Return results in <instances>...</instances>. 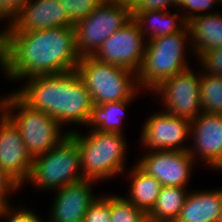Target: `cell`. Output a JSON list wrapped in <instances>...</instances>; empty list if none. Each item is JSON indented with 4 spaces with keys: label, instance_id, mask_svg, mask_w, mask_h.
<instances>
[{
    "label": "cell",
    "instance_id": "obj_1",
    "mask_svg": "<svg viewBox=\"0 0 222 222\" xmlns=\"http://www.w3.org/2000/svg\"><path fill=\"white\" fill-rule=\"evenodd\" d=\"M80 55L76 51L74 26L30 32H12L9 82L38 75H56L76 70Z\"/></svg>",
    "mask_w": 222,
    "mask_h": 222
},
{
    "label": "cell",
    "instance_id": "obj_37",
    "mask_svg": "<svg viewBox=\"0 0 222 222\" xmlns=\"http://www.w3.org/2000/svg\"><path fill=\"white\" fill-rule=\"evenodd\" d=\"M218 222H222V212H221V214H220V216L218 218Z\"/></svg>",
    "mask_w": 222,
    "mask_h": 222
},
{
    "label": "cell",
    "instance_id": "obj_33",
    "mask_svg": "<svg viewBox=\"0 0 222 222\" xmlns=\"http://www.w3.org/2000/svg\"><path fill=\"white\" fill-rule=\"evenodd\" d=\"M172 7V0H140L135 10H169Z\"/></svg>",
    "mask_w": 222,
    "mask_h": 222
},
{
    "label": "cell",
    "instance_id": "obj_3",
    "mask_svg": "<svg viewBox=\"0 0 222 222\" xmlns=\"http://www.w3.org/2000/svg\"><path fill=\"white\" fill-rule=\"evenodd\" d=\"M78 129L74 126L68 132L78 145L83 178L99 183L125 173L128 162L125 134L95 129H88L87 134Z\"/></svg>",
    "mask_w": 222,
    "mask_h": 222
},
{
    "label": "cell",
    "instance_id": "obj_24",
    "mask_svg": "<svg viewBox=\"0 0 222 222\" xmlns=\"http://www.w3.org/2000/svg\"><path fill=\"white\" fill-rule=\"evenodd\" d=\"M111 222H148V216L123 195L110 193Z\"/></svg>",
    "mask_w": 222,
    "mask_h": 222
},
{
    "label": "cell",
    "instance_id": "obj_10",
    "mask_svg": "<svg viewBox=\"0 0 222 222\" xmlns=\"http://www.w3.org/2000/svg\"><path fill=\"white\" fill-rule=\"evenodd\" d=\"M146 118L139 135L141 148L143 147L145 151L189 150L188 140L191 136L189 119L172 116L163 110L155 111Z\"/></svg>",
    "mask_w": 222,
    "mask_h": 222
},
{
    "label": "cell",
    "instance_id": "obj_7",
    "mask_svg": "<svg viewBox=\"0 0 222 222\" xmlns=\"http://www.w3.org/2000/svg\"><path fill=\"white\" fill-rule=\"evenodd\" d=\"M81 179L80 152L69 135L45 154L32 158L31 172L22 186L32 183L41 192H53Z\"/></svg>",
    "mask_w": 222,
    "mask_h": 222
},
{
    "label": "cell",
    "instance_id": "obj_22",
    "mask_svg": "<svg viewBox=\"0 0 222 222\" xmlns=\"http://www.w3.org/2000/svg\"><path fill=\"white\" fill-rule=\"evenodd\" d=\"M189 192L187 187L163 186L153 209L147 214L148 222H175Z\"/></svg>",
    "mask_w": 222,
    "mask_h": 222
},
{
    "label": "cell",
    "instance_id": "obj_11",
    "mask_svg": "<svg viewBox=\"0 0 222 222\" xmlns=\"http://www.w3.org/2000/svg\"><path fill=\"white\" fill-rule=\"evenodd\" d=\"M147 40L133 18L114 32L92 55L95 59L138 73Z\"/></svg>",
    "mask_w": 222,
    "mask_h": 222
},
{
    "label": "cell",
    "instance_id": "obj_32",
    "mask_svg": "<svg viewBox=\"0 0 222 222\" xmlns=\"http://www.w3.org/2000/svg\"><path fill=\"white\" fill-rule=\"evenodd\" d=\"M27 0H0V17L12 19Z\"/></svg>",
    "mask_w": 222,
    "mask_h": 222
},
{
    "label": "cell",
    "instance_id": "obj_20",
    "mask_svg": "<svg viewBox=\"0 0 222 222\" xmlns=\"http://www.w3.org/2000/svg\"><path fill=\"white\" fill-rule=\"evenodd\" d=\"M222 13L193 17L187 22L196 59L205 51L222 48Z\"/></svg>",
    "mask_w": 222,
    "mask_h": 222
},
{
    "label": "cell",
    "instance_id": "obj_17",
    "mask_svg": "<svg viewBox=\"0 0 222 222\" xmlns=\"http://www.w3.org/2000/svg\"><path fill=\"white\" fill-rule=\"evenodd\" d=\"M222 188L190 190L175 222H218Z\"/></svg>",
    "mask_w": 222,
    "mask_h": 222
},
{
    "label": "cell",
    "instance_id": "obj_35",
    "mask_svg": "<svg viewBox=\"0 0 222 222\" xmlns=\"http://www.w3.org/2000/svg\"><path fill=\"white\" fill-rule=\"evenodd\" d=\"M5 97H6V94L5 95L3 94V96H0V115L3 114Z\"/></svg>",
    "mask_w": 222,
    "mask_h": 222
},
{
    "label": "cell",
    "instance_id": "obj_34",
    "mask_svg": "<svg viewBox=\"0 0 222 222\" xmlns=\"http://www.w3.org/2000/svg\"><path fill=\"white\" fill-rule=\"evenodd\" d=\"M108 1L117 5H122L124 7H127L131 11L135 10L140 4V0H108Z\"/></svg>",
    "mask_w": 222,
    "mask_h": 222
},
{
    "label": "cell",
    "instance_id": "obj_19",
    "mask_svg": "<svg viewBox=\"0 0 222 222\" xmlns=\"http://www.w3.org/2000/svg\"><path fill=\"white\" fill-rule=\"evenodd\" d=\"M123 174L129 182V187L124 197L138 209L148 214L154 207L162 184L144 171L136 162ZM128 172V173H127ZM126 175V176H125Z\"/></svg>",
    "mask_w": 222,
    "mask_h": 222
},
{
    "label": "cell",
    "instance_id": "obj_27",
    "mask_svg": "<svg viewBox=\"0 0 222 222\" xmlns=\"http://www.w3.org/2000/svg\"><path fill=\"white\" fill-rule=\"evenodd\" d=\"M217 5L220 6L219 0H183L177 10L187 23L193 17L216 13L212 9Z\"/></svg>",
    "mask_w": 222,
    "mask_h": 222
},
{
    "label": "cell",
    "instance_id": "obj_15",
    "mask_svg": "<svg viewBox=\"0 0 222 222\" xmlns=\"http://www.w3.org/2000/svg\"><path fill=\"white\" fill-rule=\"evenodd\" d=\"M11 20L12 32L74 26L58 0H27Z\"/></svg>",
    "mask_w": 222,
    "mask_h": 222
},
{
    "label": "cell",
    "instance_id": "obj_5",
    "mask_svg": "<svg viewBox=\"0 0 222 222\" xmlns=\"http://www.w3.org/2000/svg\"><path fill=\"white\" fill-rule=\"evenodd\" d=\"M3 113L19 129L32 158L45 154L69 136L68 130L55 118L31 108L14 90L6 93Z\"/></svg>",
    "mask_w": 222,
    "mask_h": 222
},
{
    "label": "cell",
    "instance_id": "obj_38",
    "mask_svg": "<svg viewBox=\"0 0 222 222\" xmlns=\"http://www.w3.org/2000/svg\"><path fill=\"white\" fill-rule=\"evenodd\" d=\"M219 4H221V5H220V7H221V6H222V0H219Z\"/></svg>",
    "mask_w": 222,
    "mask_h": 222
},
{
    "label": "cell",
    "instance_id": "obj_18",
    "mask_svg": "<svg viewBox=\"0 0 222 222\" xmlns=\"http://www.w3.org/2000/svg\"><path fill=\"white\" fill-rule=\"evenodd\" d=\"M176 10V12H175ZM171 10H133L132 18L146 40L179 32L187 23L182 14Z\"/></svg>",
    "mask_w": 222,
    "mask_h": 222
},
{
    "label": "cell",
    "instance_id": "obj_16",
    "mask_svg": "<svg viewBox=\"0 0 222 222\" xmlns=\"http://www.w3.org/2000/svg\"><path fill=\"white\" fill-rule=\"evenodd\" d=\"M31 166L32 157L26 150L19 129L3 113L0 115V167L23 185Z\"/></svg>",
    "mask_w": 222,
    "mask_h": 222
},
{
    "label": "cell",
    "instance_id": "obj_25",
    "mask_svg": "<svg viewBox=\"0 0 222 222\" xmlns=\"http://www.w3.org/2000/svg\"><path fill=\"white\" fill-rule=\"evenodd\" d=\"M68 15L70 21L75 24L86 18L104 0H58Z\"/></svg>",
    "mask_w": 222,
    "mask_h": 222
},
{
    "label": "cell",
    "instance_id": "obj_9",
    "mask_svg": "<svg viewBox=\"0 0 222 222\" xmlns=\"http://www.w3.org/2000/svg\"><path fill=\"white\" fill-rule=\"evenodd\" d=\"M189 68L163 81L151 95L161 101L162 110L172 116L195 119L202 113L200 103L201 69Z\"/></svg>",
    "mask_w": 222,
    "mask_h": 222
},
{
    "label": "cell",
    "instance_id": "obj_28",
    "mask_svg": "<svg viewBox=\"0 0 222 222\" xmlns=\"http://www.w3.org/2000/svg\"><path fill=\"white\" fill-rule=\"evenodd\" d=\"M105 194V195H104ZM87 209L83 222H111L110 193L104 192Z\"/></svg>",
    "mask_w": 222,
    "mask_h": 222
},
{
    "label": "cell",
    "instance_id": "obj_23",
    "mask_svg": "<svg viewBox=\"0 0 222 222\" xmlns=\"http://www.w3.org/2000/svg\"><path fill=\"white\" fill-rule=\"evenodd\" d=\"M200 103L202 112L222 114V75L209 74L201 69Z\"/></svg>",
    "mask_w": 222,
    "mask_h": 222
},
{
    "label": "cell",
    "instance_id": "obj_2",
    "mask_svg": "<svg viewBox=\"0 0 222 222\" xmlns=\"http://www.w3.org/2000/svg\"><path fill=\"white\" fill-rule=\"evenodd\" d=\"M23 83L14 92L31 108L44 111L64 127L87 125L93 102L76 70L33 76Z\"/></svg>",
    "mask_w": 222,
    "mask_h": 222
},
{
    "label": "cell",
    "instance_id": "obj_29",
    "mask_svg": "<svg viewBox=\"0 0 222 222\" xmlns=\"http://www.w3.org/2000/svg\"><path fill=\"white\" fill-rule=\"evenodd\" d=\"M3 20L7 24L0 28V71L5 78V73L10 66L12 20L0 17V21Z\"/></svg>",
    "mask_w": 222,
    "mask_h": 222
},
{
    "label": "cell",
    "instance_id": "obj_30",
    "mask_svg": "<svg viewBox=\"0 0 222 222\" xmlns=\"http://www.w3.org/2000/svg\"><path fill=\"white\" fill-rule=\"evenodd\" d=\"M196 61L204 72L222 75V48L203 52Z\"/></svg>",
    "mask_w": 222,
    "mask_h": 222
},
{
    "label": "cell",
    "instance_id": "obj_31",
    "mask_svg": "<svg viewBox=\"0 0 222 222\" xmlns=\"http://www.w3.org/2000/svg\"><path fill=\"white\" fill-rule=\"evenodd\" d=\"M22 188L16 178L0 167V206L11 205L9 198Z\"/></svg>",
    "mask_w": 222,
    "mask_h": 222
},
{
    "label": "cell",
    "instance_id": "obj_13",
    "mask_svg": "<svg viewBox=\"0 0 222 222\" xmlns=\"http://www.w3.org/2000/svg\"><path fill=\"white\" fill-rule=\"evenodd\" d=\"M190 133L188 151L194 161L204 163V169L222 171V114L202 112L190 121Z\"/></svg>",
    "mask_w": 222,
    "mask_h": 222
},
{
    "label": "cell",
    "instance_id": "obj_26",
    "mask_svg": "<svg viewBox=\"0 0 222 222\" xmlns=\"http://www.w3.org/2000/svg\"><path fill=\"white\" fill-rule=\"evenodd\" d=\"M27 205H6L0 206V220L5 222H42V217L32 207L27 208Z\"/></svg>",
    "mask_w": 222,
    "mask_h": 222
},
{
    "label": "cell",
    "instance_id": "obj_21",
    "mask_svg": "<svg viewBox=\"0 0 222 222\" xmlns=\"http://www.w3.org/2000/svg\"><path fill=\"white\" fill-rule=\"evenodd\" d=\"M135 99H129L117 102H108L101 105L93 104L90 119L85 128L98 130L101 132H124V123L126 109L129 108Z\"/></svg>",
    "mask_w": 222,
    "mask_h": 222
},
{
    "label": "cell",
    "instance_id": "obj_12",
    "mask_svg": "<svg viewBox=\"0 0 222 222\" xmlns=\"http://www.w3.org/2000/svg\"><path fill=\"white\" fill-rule=\"evenodd\" d=\"M136 163L162 186L171 187H189L191 174L196 167L189 151L182 150L144 151Z\"/></svg>",
    "mask_w": 222,
    "mask_h": 222
},
{
    "label": "cell",
    "instance_id": "obj_4",
    "mask_svg": "<svg viewBox=\"0 0 222 222\" xmlns=\"http://www.w3.org/2000/svg\"><path fill=\"white\" fill-rule=\"evenodd\" d=\"M188 54L194 56L187 24L179 32L147 40L137 73L140 89L151 94L166 79L191 68Z\"/></svg>",
    "mask_w": 222,
    "mask_h": 222
},
{
    "label": "cell",
    "instance_id": "obj_14",
    "mask_svg": "<svg viewBox=\"0 0 222 222\" xmlns=\"http://www.w3.org/2000/svg\"><path fill=\"white\" fill-rule=\"evenodd\" d=\"M97 181L81 179L53 191L48 222H83L87 209L99 195L93 191Z\"/></svg>",
    "mask_w": 222,
    "mask_h": 222
},
{
    "label": "cell",
    "instance_id": "obj_6",
    "mask_svg": "<svg viewBox=\"0 0 222 222\" xmlns=\"http://www.w3.org/2000/svg\"><path fill=\"white\" fill-rule=\"evenodd\" d=\"M76 71L90 92L93 104L96 105L135 99L142 92L136 73L97 60L92 55L82 56Z\"/></svg>",
    "mask_w": 222,
    "mask_h": 222
},
{
    "label": "cell",
    "instance_id": "obj_36",
    "mask_svg": "<svg viewBox=\"0 0 222 222\" xmlns=\"http://www.w3.org/2000/svg\"><path fill=\"white\" fill-rule=\"evenodd\" d=\"M183 2V0H172V8L173 9H177V7Z\"/></svg>",
    "mask_w": 222,
    "mask_h": 222
},
{
    "label": "cell",
    "instance_id": "obj_8",
    "mask_svg": "<svg viewBox=\"0 0 222 222\" xmlns=\"http://www.w3.org/2000/svg\"><path fill=\"white\" fill-rule=\"evenodd\" d=\"M132 19V11L104 0L86 18L74 24L76 51L82 56L93 55L118 29Z\"/></svg>",
    "mask_w": 222,
    "mask_h": 222
}]
</instances>
